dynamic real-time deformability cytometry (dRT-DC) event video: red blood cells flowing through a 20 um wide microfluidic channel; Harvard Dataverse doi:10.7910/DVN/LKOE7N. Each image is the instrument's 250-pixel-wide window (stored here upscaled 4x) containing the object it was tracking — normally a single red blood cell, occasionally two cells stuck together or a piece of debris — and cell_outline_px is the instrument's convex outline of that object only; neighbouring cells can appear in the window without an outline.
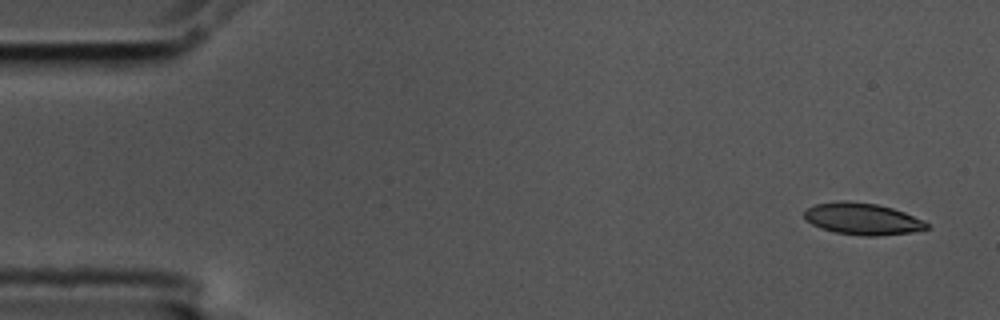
{"species": "common noctule bat (a hibernating species)", "species_latin": "Nyctalus noctula", "temperature_condition": "cold", "stored_images_in_passage": 5, "camera_frame_rate_fps": 3000, "um_per_image_px": 0.085, "animal": {"sex": "male", "body_mass_g": 17.5, "forearm_length_mm": 52.3}, "frame": {"image": 1, "passage_image": 1, "time_ms": 0.0, "image_size_px": [1000, 320], "cell_outline_px": [[928, 228], [912, 232], [880, 236], [864, 236], [836, 232], [820, 228], [804, 220], [804, 212], [808, 208], [816, 204], [840, 200], [844, 200], [876, 204], [892, 208], [904, 212], [924, 220], [928, 224]], "centroid_in_image_um": [73.29, 18.6], "position_along_channel_um": 11.7, "area_um2": 22.66}}